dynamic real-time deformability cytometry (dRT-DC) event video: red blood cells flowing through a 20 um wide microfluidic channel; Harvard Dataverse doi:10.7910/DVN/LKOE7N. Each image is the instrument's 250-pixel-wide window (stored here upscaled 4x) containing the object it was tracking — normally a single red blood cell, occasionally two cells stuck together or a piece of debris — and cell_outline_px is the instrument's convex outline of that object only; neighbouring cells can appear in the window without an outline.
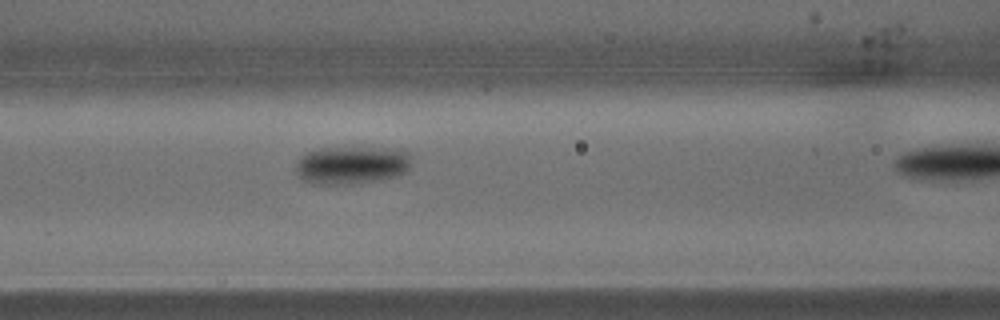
{"species": "common noctule bat (a hibernating species)", "species_latin": "Nyctalus noctula", "temperature_condition": "warm", "stored_images_in_passage": 11, "camera_frame_rate_fps": 3000, "um_per_image_px": 0.085, "animal": {"sex": "male", "body_mass_g": 15.6}, "frame": {"image": 1, "passage_image": 10, "time_ms": 3.0, "image_size_px": [1000, 320], "cell_outline_px": [[412, 164], [408, 172], [396, 176], [380, 180], [360, 184], [312, 184], [296, 176], [296, 160], [300, 156], [308, 152], [320, 148], [400, 148], [408, 152]], "centroid_in_image_um": [29.91, 14.04], "position_along_channel_um": 136.7, "area_um2": 26.18}}